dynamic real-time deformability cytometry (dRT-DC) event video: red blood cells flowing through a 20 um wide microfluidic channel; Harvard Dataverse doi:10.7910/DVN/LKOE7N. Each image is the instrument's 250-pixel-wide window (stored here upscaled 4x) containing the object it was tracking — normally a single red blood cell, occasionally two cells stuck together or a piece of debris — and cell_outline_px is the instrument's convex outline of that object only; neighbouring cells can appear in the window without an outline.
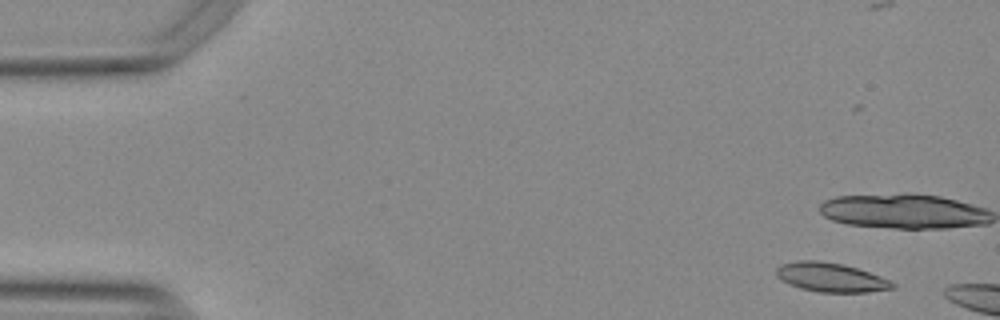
{"species": "Egyptian fruit bat (a non-hibernating species)", "species_latin": "Rousettus aegyptiacus", "temperature_condition": "warm", "stored_images_in_passage": 8, "camera_frame_rate_fps": 3000, "um_per_image_px": 0.085, "animal": {"sex": "female"}, "frame": {"image": 1, "passage_image": 1, "time_ms": 0.0, "image_size_px": [1000, 320], "cell_outline_px": [[896, 288], [868, 292], [820, 292], [800, 288], [788, 284], [776, 276], [776, 268], [780, 264], [796, 260], [820, 260], [844, 264], [880, 276], [896, 284]], "centroid_in_image_um": [70.59, 23.56], "position_along_channel_um": 14.4, "area_um2": 19.83}}